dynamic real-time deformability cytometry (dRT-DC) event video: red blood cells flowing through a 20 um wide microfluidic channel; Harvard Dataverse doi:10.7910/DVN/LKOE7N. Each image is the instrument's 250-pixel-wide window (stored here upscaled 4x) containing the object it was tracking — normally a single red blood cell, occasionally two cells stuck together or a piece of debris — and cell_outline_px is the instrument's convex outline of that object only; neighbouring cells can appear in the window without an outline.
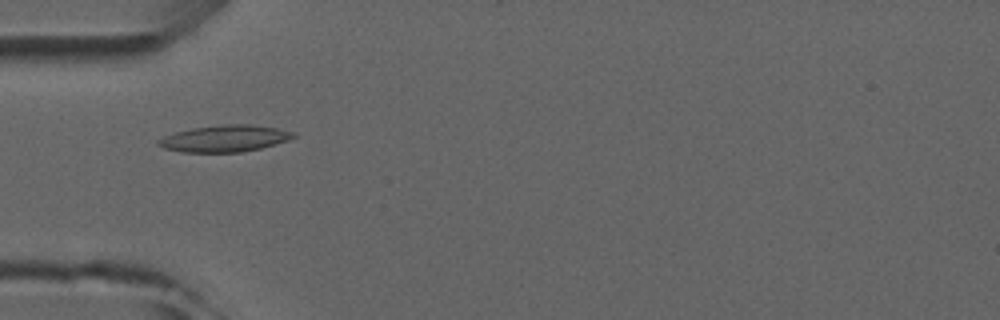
{"species": "common noctule bat (a hibernating species)", "species_latin": "Nyctalus noctula", "temperature_condition": "room temperature", "stored_images_in_passage": 6, "camera_frame_rate_fps": 3000, "um_per_image_px": 0.085, "animal": {"sex": "male", "forearm_length_mm": 52.5}, "frame": {"image": 1, "passage_image": 5, "time_ms": 4.667, "image_size_px": [1000, 320], "cell_outline_px": [[296, 136], [288, 140], [260, 148], [240, 152], [180, 152], [164, 148], [156, 144], [156, 140], [164, 136], [176, 132], [192, 128], [224, 124], [248, 124], [276, 128], [292, 132]], "centroid_in_image_um": [19.04, 11.77], "position_along_channel_um": 66.0, "area_um2": 20.81}}
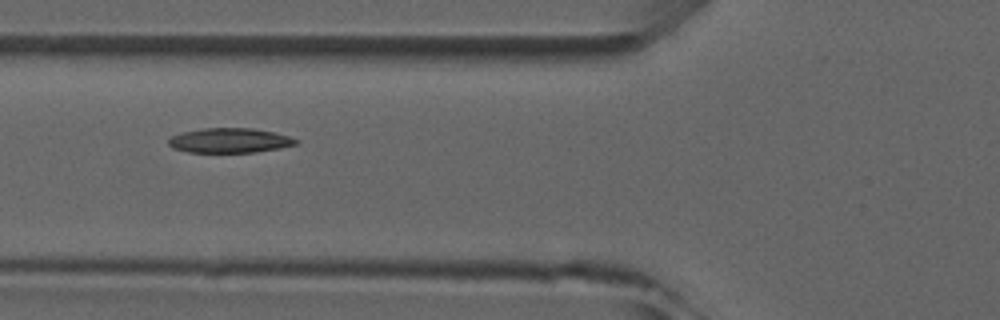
{"frame": {"image": 2, "passage_image": 6, "time_ms": 5.667, "image_size_px": [1000, 320], "cell_outline_px": [[300, 140], [296, 144], [280, 148], [256, 152], [188, 152], [172, 148], [168, 144], [168, 140], [172, 136], [184, 132], [204, 128], [252, 128], [272, 132], [288, 136]], "centroid_in_image_um": [19.52, 11.94], "position_along_channel_um": 106.3, "area_um2": 18.21}}